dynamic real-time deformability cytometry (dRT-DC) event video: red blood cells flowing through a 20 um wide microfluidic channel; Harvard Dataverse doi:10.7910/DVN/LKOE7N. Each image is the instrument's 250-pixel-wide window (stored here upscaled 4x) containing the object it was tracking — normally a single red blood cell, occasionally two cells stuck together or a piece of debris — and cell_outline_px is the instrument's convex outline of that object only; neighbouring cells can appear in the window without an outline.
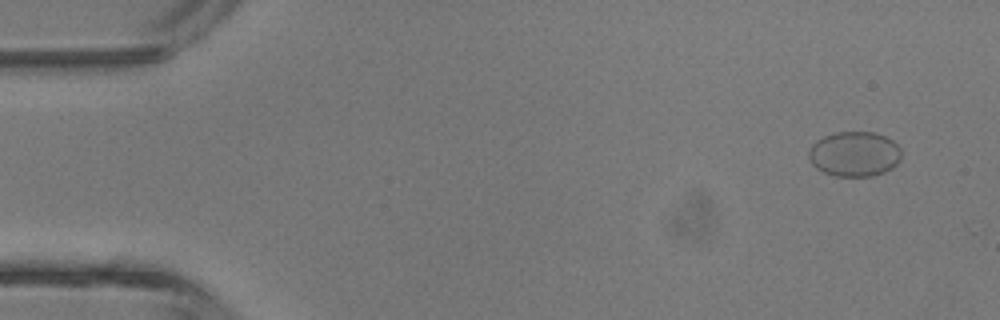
{"species": "common noctule bat (a hibernating species)", "species_latin": "Nyctalus noctula", "temperature_condition": "room temperature", "stored_images_in_passage": 4, "camera_frame_rate_fps": 3000, "um_per_image_px": 0.085, "animal": {"sex": "male", "body_mass_g": 13.3}, "frame": {"image": 1, "passage_image": 1, "time_ms": 0.0, "image_size_px": [1000, 320], "cell_outline_px": [[900, 160], [892, 168], [884, 172], [872, 176], [836, 176], [824, 172], [816, 168], [808, 160], [808, 152], [812, 144], [816, 140], [824, 136], [836, 132], [872, 132], [884, 136], [892, 140], [900, 148]], "centroid_in_image_um": [72.6, 13.09], "position_along_channel_um": 12.4, "area_um2": 24.33}}